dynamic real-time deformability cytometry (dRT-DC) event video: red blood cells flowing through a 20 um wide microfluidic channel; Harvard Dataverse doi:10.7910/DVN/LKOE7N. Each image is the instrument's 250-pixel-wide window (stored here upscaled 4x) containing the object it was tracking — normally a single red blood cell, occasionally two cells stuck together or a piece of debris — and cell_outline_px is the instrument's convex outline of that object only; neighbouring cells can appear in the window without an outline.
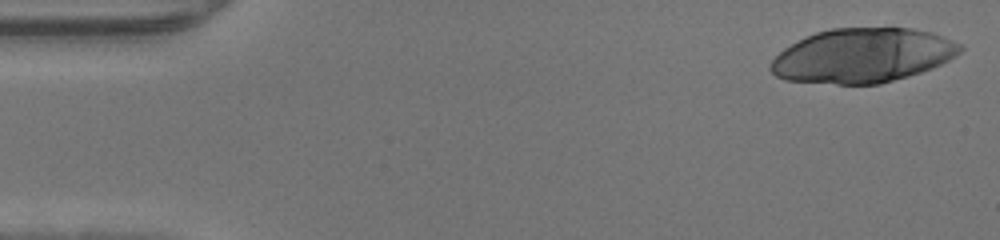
{"species": "human", "species_latin": "Homo sapiens", "temperature_condition": "warm", "stored_images_in_passage": 45, "camera_frame_rate_fps": 3000, "um_per_image_px": 0.085, "donor": {"sex": "male"}, "frame": {"image": 1, "passage_image": 1, "time_ms": 0.0, "image_size_px": [1000, 240], "cell_outline_px": [[964, 48], [956, 56], [932, 68], [908, 76], [880, 84], [836, 84], [784, 80], [776, 76], [768, 68], [768, 64], [784, 48], [804, 36], [816, 32], [832, 28], [912, 28], [932, 32], [960, 44]], "centroid_in_image_um": [73.29, 4.72], "position_along_channel_um": 11.7, "area_um2": 60.11}}
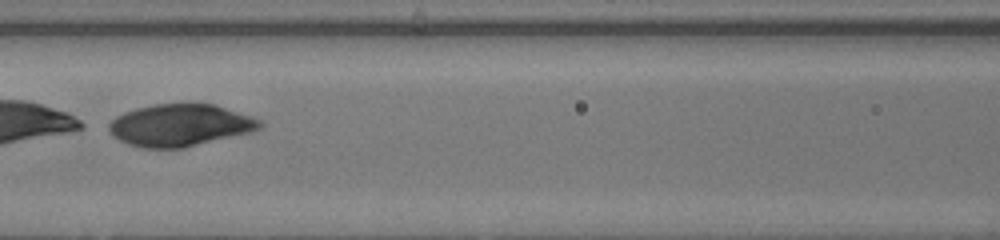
{"frame": {"image": 2, "passage_image": 20, "time_ms": 6.333, "image_size_px": [1000, 240], "cell_outline_px": [[264, 124], [260, 128], [252, 132], [184, 148], [140, 148], [128, 144], [112, 136], [108, 128], [108, 124], [116, 116], [124, 112], [136, 108], [152, 104], [216, 104], [252, 116], [260, 120]], "centroid_in_image_um": [15.31, 10.65], "position_along_channel_um": 151.3, "area_um2": 37.28}}
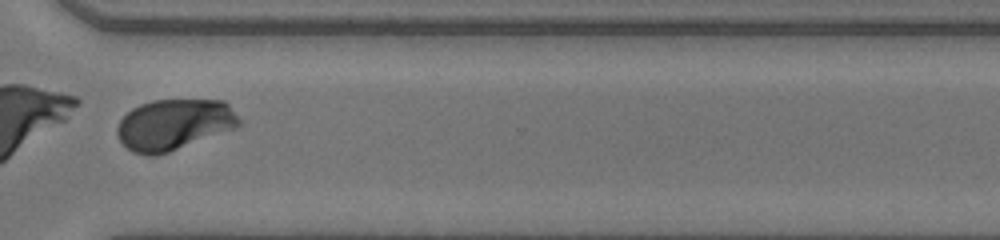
{"frame": {"image": 3, "passage_image": 34, "time_ms": 11.0, "image_size_px": [1000, 240], "cell_outline_px": [[240, 124], [236, 128], [168, 152], [156, 156], [148, 156], [132, 152], [120, 140], [116, 132], [116, 128], [120, 120], [132, 108], [140, 104], [152, 100], [224, 100], [228, 104], [240, 120]], "centroid_in_image_um": [14.77, 10.59], "position_along_channel_um": 355.8, "area_um2": 36.07}}